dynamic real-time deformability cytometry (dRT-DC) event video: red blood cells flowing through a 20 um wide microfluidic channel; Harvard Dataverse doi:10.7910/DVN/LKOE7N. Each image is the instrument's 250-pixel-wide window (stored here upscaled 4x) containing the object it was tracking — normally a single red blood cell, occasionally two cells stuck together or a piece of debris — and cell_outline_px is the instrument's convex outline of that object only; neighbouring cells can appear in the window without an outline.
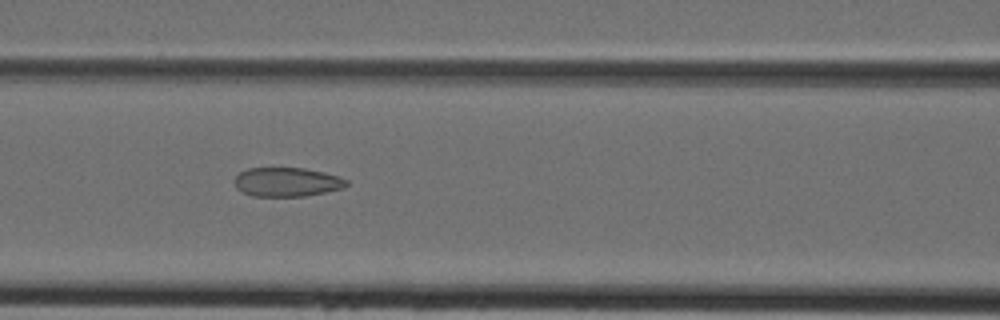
{"species": "Egyptian fruit bat (a non-hibernating species)", "species_latin": "Rousettus aegyptiacus", "temperature_condition": "cold", "stored_images_in_passage": 40, "camera_frame_rate_fps": 3000, "um_per_image_px": 0.085, "animal": {"sex": "female"}, "frame": {"image": 1, "passage_image": 15, "time_ms": 4.667, "image_size_px": [1000, 320], "cell_outline_px": [[348, 184], [344, 188], [304, 196], [252, 196], [236, 188], [236, 176], [240, 172], [248, 168], [304, 168], [324, 172], [340, 176], [348, 180]], "centroid_in_image_um": [24.43, 15.46], "position_along_channel_um": 142.2, "area_um2": 18.9}}
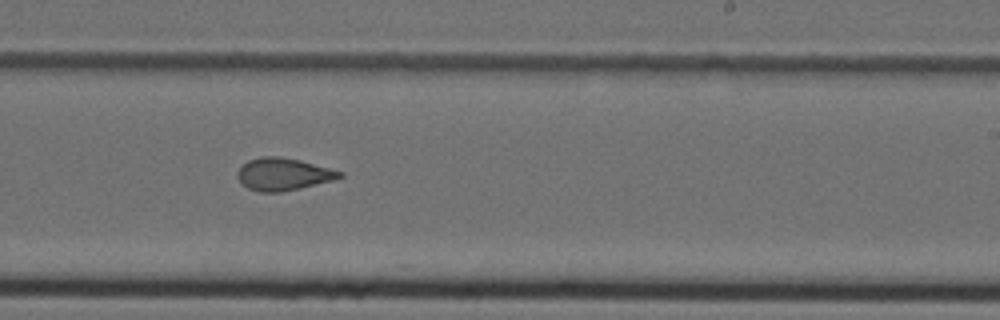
{"frame": {"image": 2, "passage_image": 23, "time_ms": 7.333, "image_size_px": [1000, 320], "cell_outline_px": [[344, 176], [332, 180], [280, 192], [260, 192], [248, 188], [236, 176], [236, 172], [248, 160], [260, 156], [280, 156], [300, 160], [344, 172]], "centroid_in_image_um": [24.06, 14.79], "position_along_channel_um": 264.9, "area_um2": 19.07}}
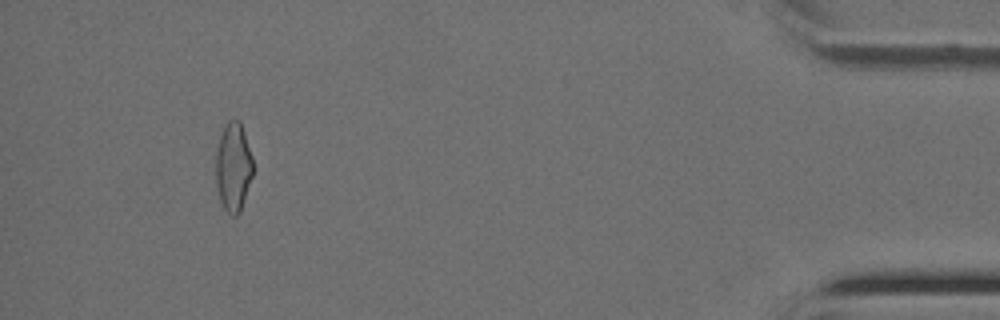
{"frame": {"image": 3, "passage_image": 37, "time_ms": 12.0, "image_size_px": [1000, 320], "cell_outline_px": [[252, 176], [240, 212], [236, 216], [232, 216], [224, 208], [220, 200], [216, 184], [216, 152], [220, 136], [228, 120], [240, 120], [252, 156]], "centroid_in_image_um": [19.83, 14.2], "position_along_channel_um": 415.4, "area_um2": 19.02}}